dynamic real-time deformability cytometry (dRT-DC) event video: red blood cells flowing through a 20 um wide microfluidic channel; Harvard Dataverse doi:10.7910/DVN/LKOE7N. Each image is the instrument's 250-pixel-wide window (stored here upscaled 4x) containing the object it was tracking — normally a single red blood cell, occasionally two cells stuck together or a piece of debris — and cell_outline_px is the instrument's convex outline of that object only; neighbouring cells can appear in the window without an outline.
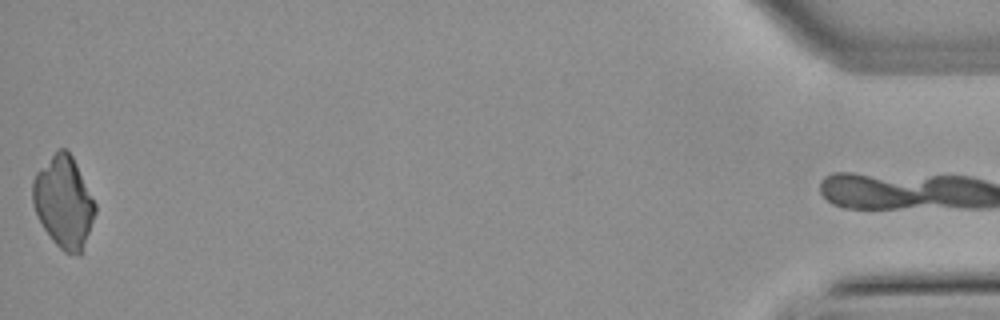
{"species": "common noctule bat (a hibernating species)", "species_latin": "Nyctalus noctula", "temperature_condition": "warm", "stored_images_in_passage": 53, "camera_frame_rate_fps": 3000, "um_per_image_px": 0.085, "animal": {"sex": "male", "body_mass_g": 21.5, "forearm_length_mm": 52.0}, "frame": {"image": 1, "passage_image": 52, "time_ms": 17.0, "image_size_px": [1000, 320], "cell_outline_px": [[96, 212], [80, 256], [64, 252], [52, 240], [44, 228], [32, 204], [32, 180], [36, 172], [60, 148], [64, 148], [72, 156], [96, 204]], "centroid_in_image_um": [5.41, 17.2], "position_along_channel_um": 429.8, "area_um2": 32.89}}